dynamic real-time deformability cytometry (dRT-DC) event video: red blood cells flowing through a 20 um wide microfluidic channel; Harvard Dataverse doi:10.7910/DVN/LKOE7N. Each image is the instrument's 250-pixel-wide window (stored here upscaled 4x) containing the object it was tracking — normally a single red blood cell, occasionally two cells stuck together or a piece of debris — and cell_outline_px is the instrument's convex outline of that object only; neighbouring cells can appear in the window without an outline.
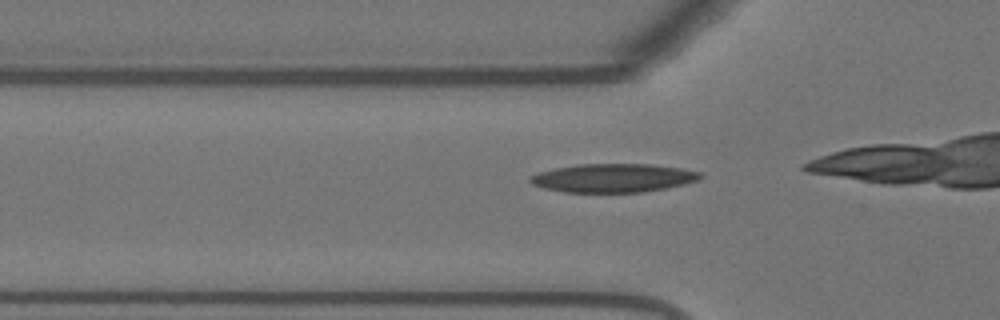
{"species": "Egyptian fruit bat (a non-hibernating species)", "species_latin": "Rousettus aegyptiacus", "temperature_condition": "warm", "stored_images_in_passage": 37, "camera_frame_rate_fps": 3000, "um_per_image_px": 0.085, "animal": {"sex": "female"}, "frame": {"image": 1, "passage_image": 11, "time_ms": 3.333, "image_size_px": [1000, 320], "cell_outline_px": [[704, 176], [700, 180], [684, 184], [644, 192], [564, 192], [544, 188], [532, 184], [528, 180], [528, 176], [536, 172], [552, 168], [576, 164], [652, 164], [680, 168], [700, 172]], "centroid_in_image_um": [52.08, 15.12], "position_along_channel_um": 73.7, "area_um2": 28.61}}
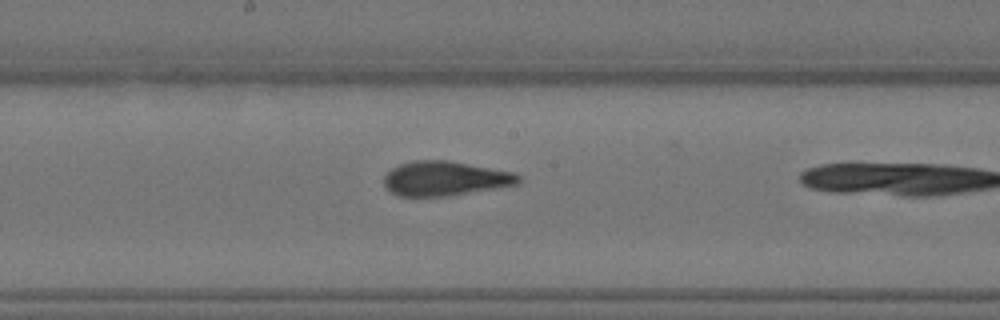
{"frame": {"image": 2, "passage_image": 22, "time_ms": 7.0, "image_size_px": [1000, 320], "cell_outline_px": [[520, 180], [516, 184], [500, 188], [448, 196], [396, 196], [384, 184], [384, 176], [392, 168], [400, 164], [412, 160], [448, 160], [512, 172], [520, 176]], "centroid_in_image_um": [37.82, 15.17], "position_along_channel_um": 210.4, "area_um2": 26.99}}
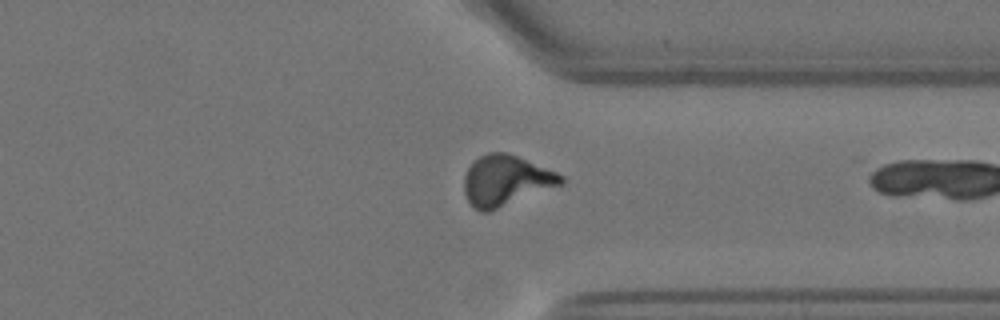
{"frame": {"image": 3, "passage_image": 35, "time_ms": 11.333, "image_size_px": [1000, 320], "cell_outline_px": [[564, 184], [488, 212], [480, 212], [472, 208], [464, 192], [464, 176], [468, 168], [480, 156], [488, 152], [504, 152], [516, 156], [556, 172], [564, 176]], "centroid_in_image_um": [42.98, 15.37], "position_along_channel_um": 368.4, "area_um2": 28.38}}